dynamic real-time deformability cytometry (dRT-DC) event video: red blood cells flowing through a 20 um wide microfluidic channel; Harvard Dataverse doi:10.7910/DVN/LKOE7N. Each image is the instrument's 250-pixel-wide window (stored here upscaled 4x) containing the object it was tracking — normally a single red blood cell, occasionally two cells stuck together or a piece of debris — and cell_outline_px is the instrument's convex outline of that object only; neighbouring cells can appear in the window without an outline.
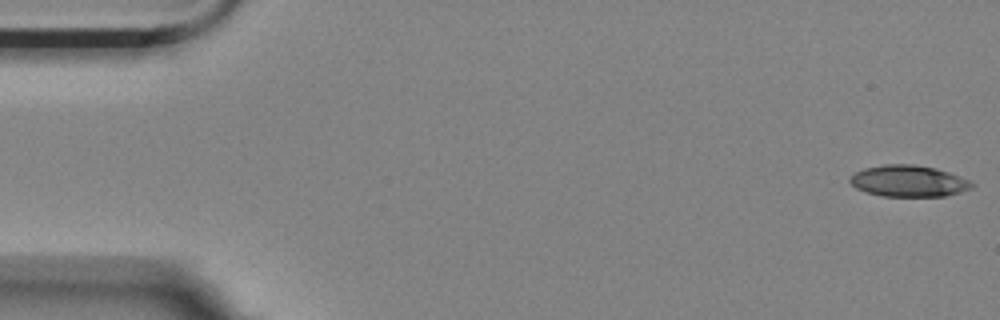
{"species": "Egyptian fruit bat (a non-hibernating species)", "species_latin": "Rousettus aegyptiacus", "temperature_condition": "room temperature", "stored_images_in_passage": 56, "camera_frame_rate_fps": 3000, "um_per_image_px": 0.085, "animal": {"sex": "female"}, "frame": {"image": 1, "passage_image": 1, "time_ms": 0.0, "image_size_px": [1000, 320], "cell_outline_px": [[976, 184], [972, 188], [960, 192], [944, 196], [880, 196], [856, 188], [848, 180], [856, 172], [864, 168], [884, 164], [912, 164], [936, 168], [960, 176]], "centroid_in_image_um": [77.24, 15.38], "position_along_channel_um": 7.8, "area_um2": 22.25}}
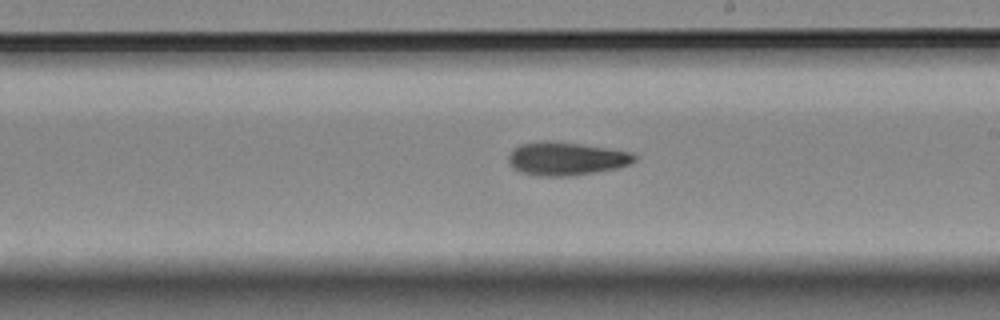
{"frame": {"image": 2, "passage_image": 32, "time_ms": 10.333, "image_size_px": [1000, 320], "cell_outline_px": [[636, 160], [628, 164], [616, 168], [596, 172], [568, 176], [540, 176], [520, 172], [508, 160], [508, 156], [520, 144], [540, 140], [552, 140], [608, 148], [632, 152], [636, 156]], "centroid_in_image_um": [48.14, 13.47], "position_along_channel_um": 240.9, "area_um2": 24.28}}
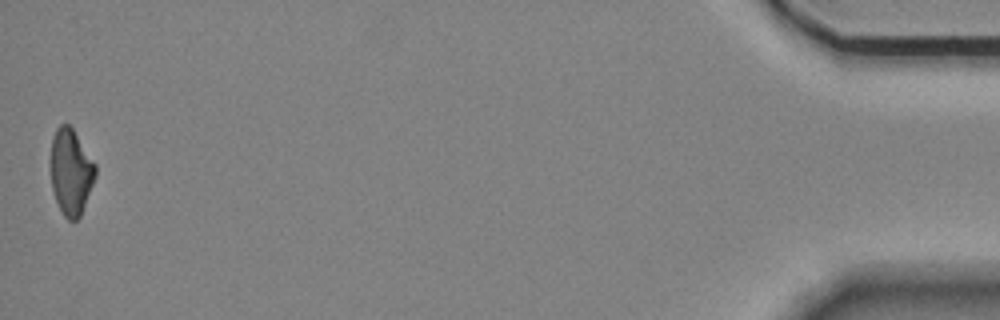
{"frame": {"image": 3, "passage_image": 56, "time_ms": 18.333, "image_size_px": [1000, 320], "cell_outline_px": [[96, 176], [80, 216], [76, 220], [68, 220], [64, 216], [56, 200], [52, 188], [52, 136], [56, 128], [60, 124], [68, 124], [72, 128], [96, 164]], "centroid_in_image_um": [6.04, 14.6], "position_along_channel_um": 429.2, "area_um2": 22.02}, "authors_computed_cell_mechanics": {"area_um2": 23.698, "velocity_mm_per_s": 3.5193, "shape_relaxation_time_tau1_ms": 5.706, "shape_relaxation_time_tau2_ms": null, "deformation_change_tau1": 0.1449, "deformation_change_tau2": null}}